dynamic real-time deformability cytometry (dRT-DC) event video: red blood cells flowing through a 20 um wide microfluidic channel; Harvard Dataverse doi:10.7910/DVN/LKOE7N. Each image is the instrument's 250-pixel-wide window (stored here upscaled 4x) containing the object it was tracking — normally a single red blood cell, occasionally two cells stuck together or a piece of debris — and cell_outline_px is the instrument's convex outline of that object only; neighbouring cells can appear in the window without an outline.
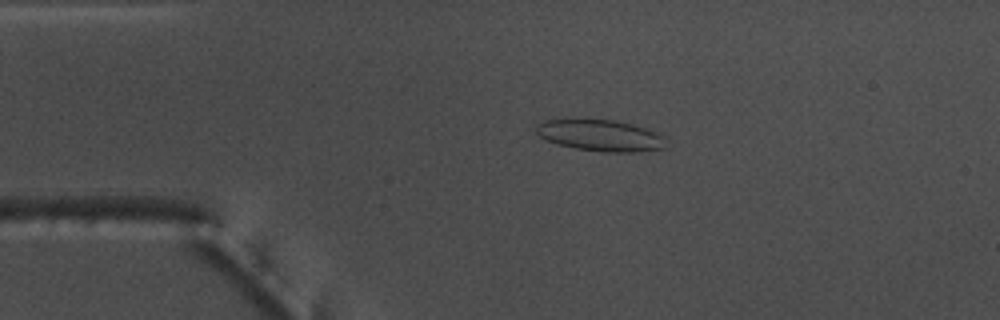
{"species": "common noctule bat (a hibernating species)", "species_latin": "Nyctalus noctula", "temperature_condition": "warm", "stored_images_in_passage": 50, "camera_frame_rate_fps": 3000, "um_per_image_px": 0.085, "animal": {"sex": "male", "body_mass_g": 17.5, "forearm_length_mm": 52.3}, "frame": {"image": 1, "passage_image": 8, "time_ms": 2.333, "image_size_px": [1000, 320], "cell_outline_px": [[664, 148], [640, 152], [600, 152], [576, 148], [556, 144], [540, 136], [536, 132], [536, 124], [544, 120], [616, 120], [632, 124], [644, 128], [664, 136]], "centroid_in_image_um": [51.03, 11.52], "position_along_channel_um": 34.0, "area_um2": 23.52}}
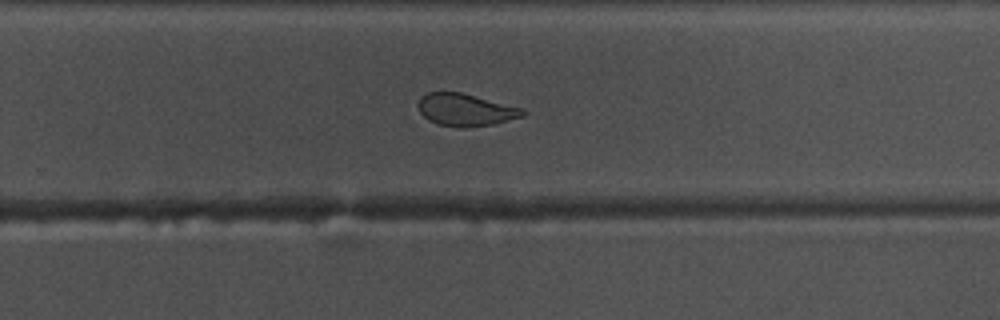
{"frame": {"image": 2, "passage_image": 31, "time_ms": 10.0, "image_size_px": [1000, 320], "cell_outline_px": [[528, 112], [524, 116], [492, 124], [436, 124], [428, 120], [420, 112], [416, 104], [420, 96], [428, 92], [460, 92], [524, 108]], "centroid_in_image_um": [39.56, 9.27], "position_along_channel_um": 290.2, "area_um2": 19.07}}
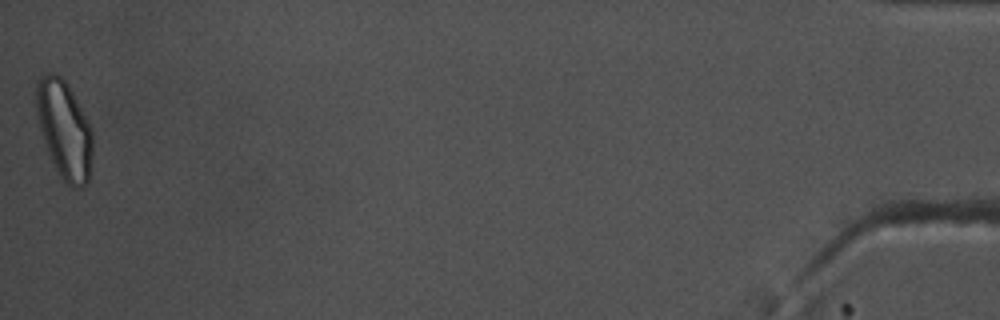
{"frame": {"image": 3, "passage_image": 50, "time_ms": 16.333, "image_size_px": [1000, 320], "cell_outline_px": [[92, 156], [88, 184], [80, 188], [76, 188], [68, 184], [60, 176], [44, 144], [36, 116], [36, 84], [40, 76], [48, 72], [56, 72], [68, 84], [92, 128]], "centroid_in_image_um": [5.46, 11.0], "position_along_channel_um": 429.7, "area_um2": 32.37}, "authors_computed_cell_mechanics": {"area_um2": 22.3108, "velocity_mm_per_s": 3.8171, "shape_relaxation_time_tau1_ms": 8.8151, "shape_relaxation_time_tau2_ms": 1.4391, "deformation_change_tau1": 0.1513, "deformation_change_tau2": 0.0773}}